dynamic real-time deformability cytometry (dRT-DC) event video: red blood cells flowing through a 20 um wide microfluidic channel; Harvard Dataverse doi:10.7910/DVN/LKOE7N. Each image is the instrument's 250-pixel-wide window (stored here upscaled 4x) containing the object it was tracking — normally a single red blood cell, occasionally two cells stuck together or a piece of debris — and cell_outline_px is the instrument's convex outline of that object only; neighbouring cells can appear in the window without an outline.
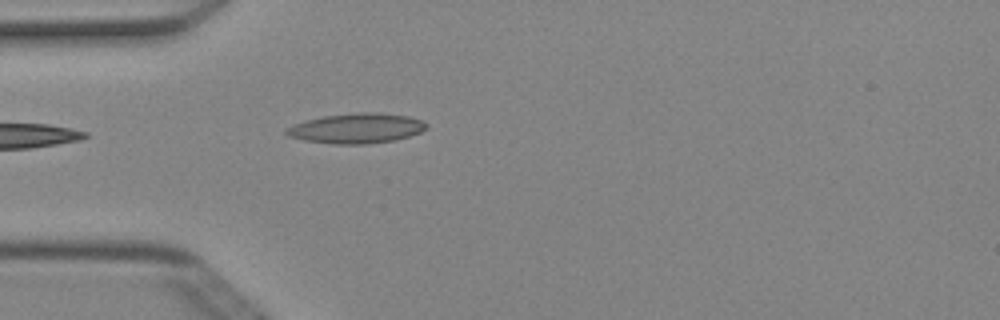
{"species": "Egyptian fruit bat (a non-hibernating species)", "species_latin": "Rousettus aegyptiacus", "temperature_condition": "cold", "stored_images_in_passage": 3, "camera_frame_rate_fps": 3000, "um_per_image_px": 0.085, "animal": {"sex": "female"}, "frame": {"image": 1, "passage_image": 3, "time_ms": 0.667, "image_size_px": [1000, 320], "cell_outline_px": [[428, 128], [420, 132], [408, 136], [392, 140], [364, 144], [332, 144], [304, 140], [288, 136], [284, 132], [288, 128], [296, 124], [308, 120], [324, 116], [360, 112], [380, 112], [408, 116], [420, 120], [428, 124]], "centroid_in_image_um": [30.33, 10.9], "position_along_channel_um": 54.7, "area_um2": 24.22}}